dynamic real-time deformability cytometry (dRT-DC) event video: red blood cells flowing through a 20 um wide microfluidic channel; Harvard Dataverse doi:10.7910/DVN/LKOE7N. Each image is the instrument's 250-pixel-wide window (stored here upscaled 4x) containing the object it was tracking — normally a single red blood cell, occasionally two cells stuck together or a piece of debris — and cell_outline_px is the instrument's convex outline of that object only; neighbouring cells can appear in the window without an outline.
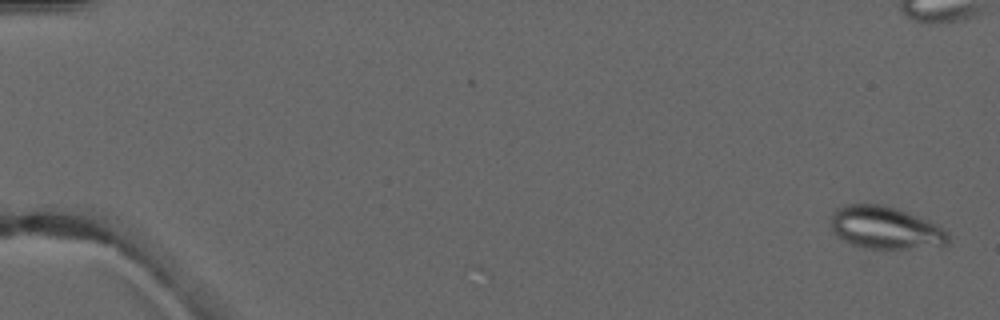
{"species": "common noctule bat (a hibernating species)", "species_latin": "Nyctalus noctula", "temperature_condition": "warm", "stored_images_in_passage": 7, "camera_frame_rate_fps": 3000, "um_per_image_px": 0.085, "animal": {"sex": "male", "forearm_length_mm": 52.5}, "frame": {"image": 1, "passage_image": 1, "time_ms": 0.0, "image_size_px": [1000, 320], "cell_outline_px": [[948, 244], [908, 248], [864, 248], [852, 244], [836, 236], [832, 228], [832, 212], [836, 208], [848, 204], [880, 204], [896, 208], [936, 224], [944, 228], [948, 232]], "centroid_in_image_um": [75.22, 19.35], "position_along_channel_um": 9.8, "area_um2": 28.67}}